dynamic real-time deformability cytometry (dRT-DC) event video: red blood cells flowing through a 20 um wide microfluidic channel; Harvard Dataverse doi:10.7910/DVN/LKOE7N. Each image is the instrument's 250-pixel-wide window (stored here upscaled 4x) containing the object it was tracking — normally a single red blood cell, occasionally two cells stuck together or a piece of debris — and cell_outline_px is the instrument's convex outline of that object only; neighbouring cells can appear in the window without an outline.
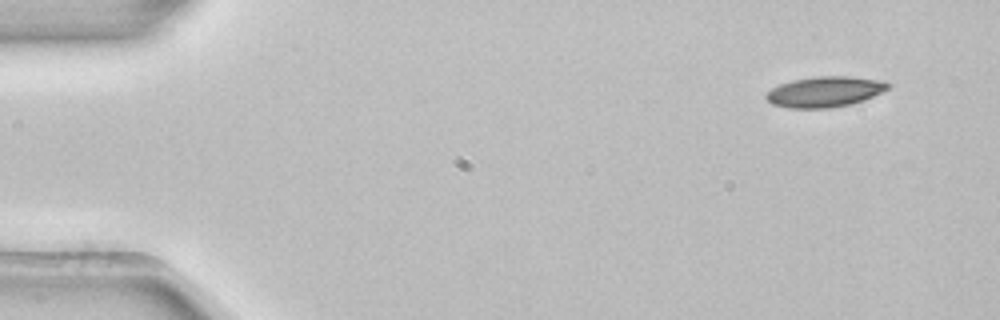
{"species": "common noctule bat (a hibernating species)", "species_latin": "Nyctalus noctula", "temperature_condition": "room temperature", "stored_images_in_passage": 3, "camera_frame_rate_fps": 3000, "um_per_image_px": 0.085, "animal": {"sex": "female", "body_mass_g": 22.7, "forearm_length_mm": 54.2}, "frame": {"image": 1, "passage_image": 1, "time_ms": 0.0, "image_size_px": [1000, 320], "cell_outline_px": [[892, 84], [888, 88], [864, 100], [852, 104], [828, 108], [788, 108], [772, 104], [764, 96], [772, 88], [780, 84], [792, 80], [816, 76], [848, 76], [880, 80]], "centroid_in_image_um": [70.09, 7.8], "position_along_channel_um": 14.9, "area_um2": 21.62}}